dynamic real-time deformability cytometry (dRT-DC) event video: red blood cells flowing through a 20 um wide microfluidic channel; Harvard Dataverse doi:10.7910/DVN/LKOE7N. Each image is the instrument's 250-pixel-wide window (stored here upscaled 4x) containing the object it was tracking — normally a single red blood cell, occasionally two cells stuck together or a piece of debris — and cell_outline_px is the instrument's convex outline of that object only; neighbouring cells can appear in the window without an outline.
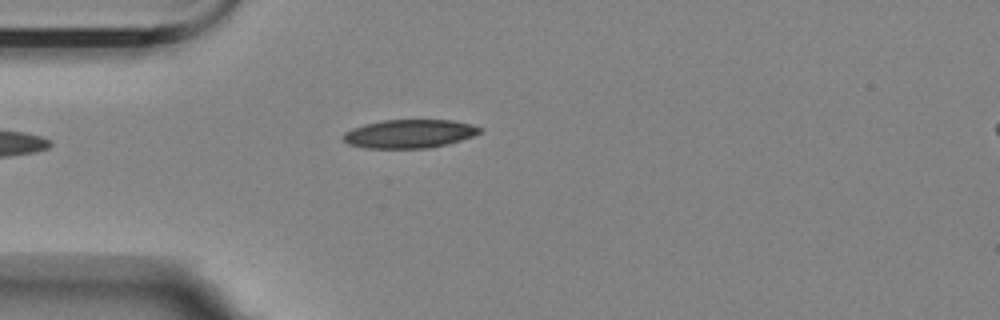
{"species": "Egyptian fruit bat (a non-hibernating species)", "species_latin": "Rousettus aegyptiacus", "temperature_condition": "room temperature", "stored_images_in_passage": 4, "camera_frame_rate_fps": 3000, "um_per_image_px": 0.085, "animal": {"sex": "female"}, "frame": {"image": 1, "passage_image": 4, "time_ms": 4.333, "image_size_px": [1000, 320], "cell_outline_px": [[480, 132], [472, 136], [448, 144], [428, 148], [364, 148], [348, 144], [340, 136], [344, 132], [352, 128], [364, 124], [384, 120], [452, 120], [472, 124], [480, 128]], "centroid_in_image_um": [34.75, 11.37], "position_along_channel_um": 50.3, "area_um2": 22.72}}